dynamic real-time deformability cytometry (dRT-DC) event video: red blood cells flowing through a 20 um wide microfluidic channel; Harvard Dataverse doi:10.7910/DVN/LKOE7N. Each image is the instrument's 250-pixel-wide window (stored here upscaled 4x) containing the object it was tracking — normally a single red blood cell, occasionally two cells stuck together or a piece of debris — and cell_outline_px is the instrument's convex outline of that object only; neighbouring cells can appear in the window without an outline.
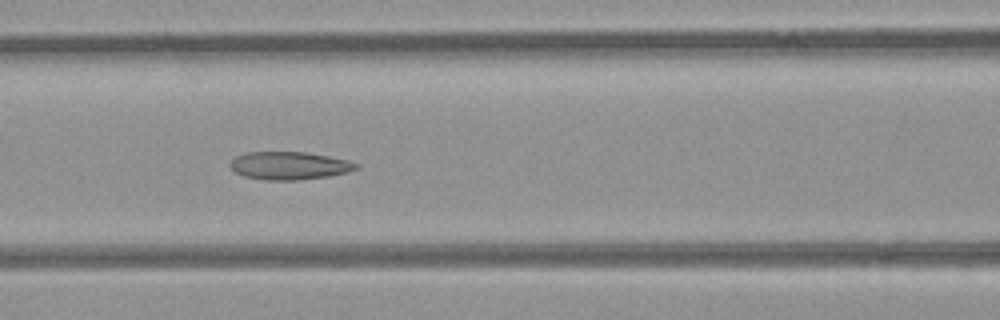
{"species": "common noctule bat (a hibernating species)", "species_latin": "Nyctalus noctula", "temperature_condition": "room temperature", "stored_images_in_passage": 9, "segment_of_instrument_passage": [1, 2], "camera_frame_rate_fps": 3000, "um_per_image_px": 0.085, "animal": {"sex": "female", "body_mass_g": 21.9}, "frame": {"image": 1, "passage_image": 6, "time_ms": 5.667, "image_size_px": [1000, 320], "cell_outline_px": [[360, 164], [356, 168], [348, 172], [332, 176], [300, 180], [264, 180], [244, 176], [236, 172], [228, 164], [236, 156], [248, 152], [304, 152], [328, 156], [348, 160]], "centroid_in_image_um": [24.61, 14.09], "position_along_channel_um": 142.0, "area_um2": 20.52}}
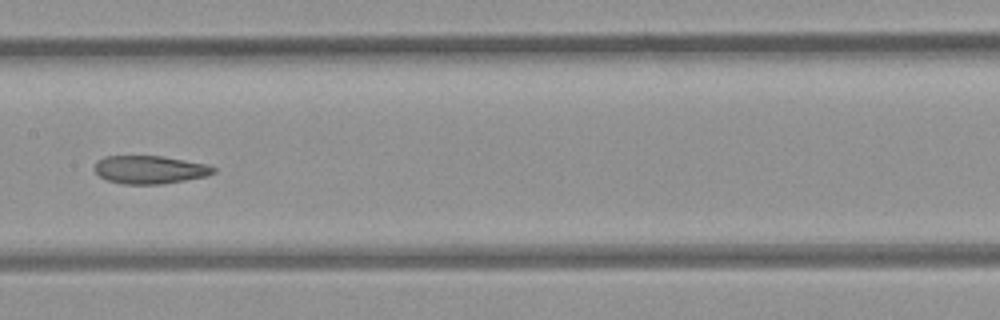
{"frame": {"image": 2, "passage_image": 7, "time_ms": 7.0, "image_size_px": [1000, 320], "cell_outline_px": [[216, 172], [208, 176], [160, 184], [124, 184], [108, 180], [100, 176], [96, 172], [96, 160], [104, 156], [160, 156], [208, 164], [216, 168]], "centroid_in_image_um": [12.76, 14.42], "position_along_channel_um": 194.6, "area_um2": 19.36}}
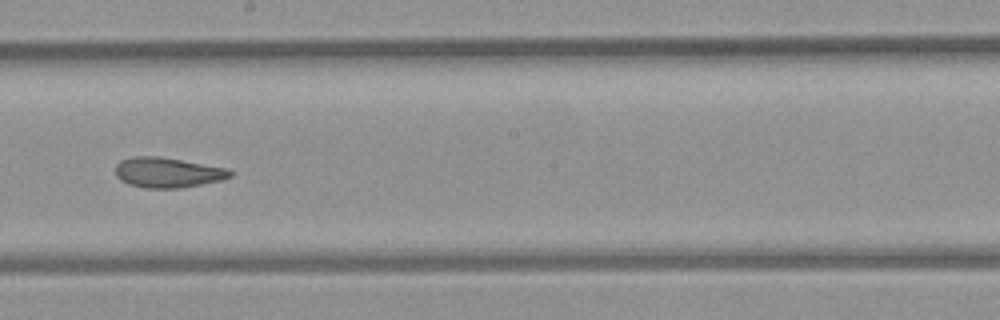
{"frame": {"image": 3, "passage_image": 8, "time_ms": 8.0, "image_size_px": [1000, 320], "cell_outline_px": [[232, 176], [220, 180], [180, 188], [144, 188], [128, 184], [120, 180], [116, 176], [116, 164], [120, 160], [132, 156], [160, 156], [228, 168], [232, 172]], "centroid_in_image_um": [14.22, 14.65], "position_along_channel_um": 234.0, "area_um2": 20.23}}